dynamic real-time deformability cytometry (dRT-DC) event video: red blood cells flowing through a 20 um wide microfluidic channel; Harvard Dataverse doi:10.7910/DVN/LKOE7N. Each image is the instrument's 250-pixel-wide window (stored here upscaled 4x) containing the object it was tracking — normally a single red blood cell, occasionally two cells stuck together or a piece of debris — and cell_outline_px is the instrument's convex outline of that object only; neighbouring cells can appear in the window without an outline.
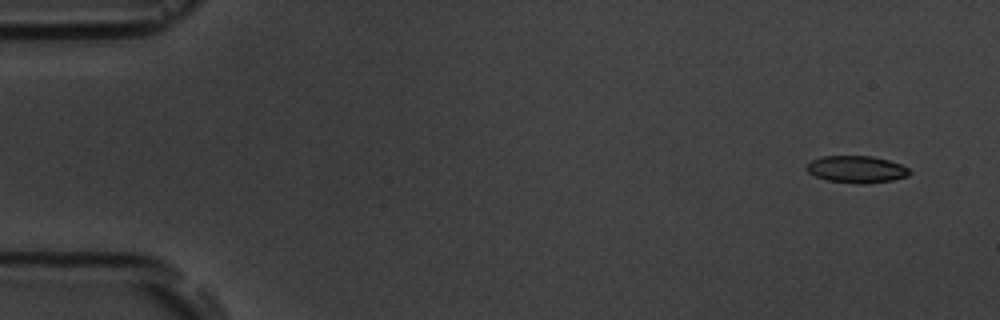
{"species": "common noctule bat (a hibernating species)", "species_latin": "Nyctalus noctula", "temperature_condition": "room temperature", "stored_images_in_passage": 4, "camera_frame_rate_fps": 3000, "um_per_image_px": 0.085, "animal": {"sex": "male", "body_mass_g": 19.5, "forearm_length_mm": 54.6}, "frame": {"image": 1, "passage_image": 1, "time_ms": 0.0, "image_size_px": [1000, 320], "cell_outline_px": [[912, 172], [908, 176], [892, 180], [864, 184], [860, 184], [828, 180], [816, 176], [808, 172], [804, 168], [812, 160], [820, 156], [872, 156], [888, 160], [900, 164], [908, 168]], "centroid_in_image_um": [72.81, 14.39], "position_along_channel_um": 12.2, "area_um2": 16.18}}
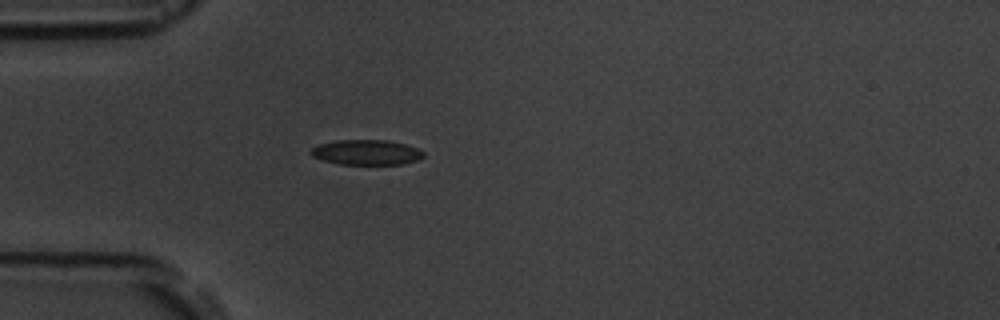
{"frame": {"image": 2, "passage_image": 4, "time_ms": 4.333, "image_size_px": [1000, 320], "cell_outline_px": [[424, 156], [416, 160], [404, 164], [340, 164], [324, 160], [312, 156], [308, 152], [312, 148], [320, 144], [336, 140], [388, 140], [404, 144], [416, 148], [424, 152]], "centroid_in_image_um": [31.13, 12.94], "position_along_channel_um": 53.9, "area_um2": 16.36}}